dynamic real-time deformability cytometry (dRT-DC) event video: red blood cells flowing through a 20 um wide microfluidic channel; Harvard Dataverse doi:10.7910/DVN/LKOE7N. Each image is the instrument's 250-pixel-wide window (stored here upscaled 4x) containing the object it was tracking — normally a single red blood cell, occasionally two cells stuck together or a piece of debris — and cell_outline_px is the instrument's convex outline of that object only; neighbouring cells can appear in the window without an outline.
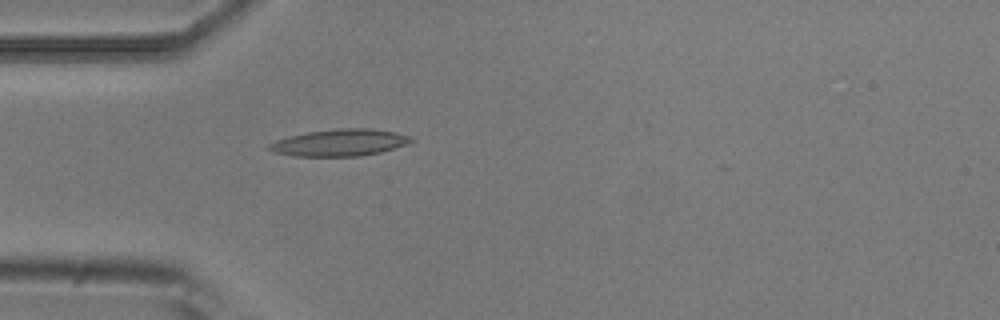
{"species": "common noctule bat (a hibernating species)", "species_latin": "Nyctalus noctula", "temperature_condition": "room temperature", "stored_images_in_passage": 5, "camera_frame_rate_fps": 3000, "um_per_image_px": 0.085, "animal": {"sex": "male", "body_mass_g": 20.5, "forearm_length_mm": 52.5}, "frame": {"image": 1, "passage_image": 5, "time_ms": 1.333, "image_size_px": [1000, 320], "cell_outline_px": [[416, 140], [380, 152], [360, 156], [292, 156], [272, 152], [268, 148], [268, 144], [276, 140], [288, 136], [308, 132], [336, 128], [368, 128], [396, 132], [412, 136]], "centroid_in_image_um": [28.85, 12.12], "position_along_channel_um": 56.1, "area_um2": 22.25}}